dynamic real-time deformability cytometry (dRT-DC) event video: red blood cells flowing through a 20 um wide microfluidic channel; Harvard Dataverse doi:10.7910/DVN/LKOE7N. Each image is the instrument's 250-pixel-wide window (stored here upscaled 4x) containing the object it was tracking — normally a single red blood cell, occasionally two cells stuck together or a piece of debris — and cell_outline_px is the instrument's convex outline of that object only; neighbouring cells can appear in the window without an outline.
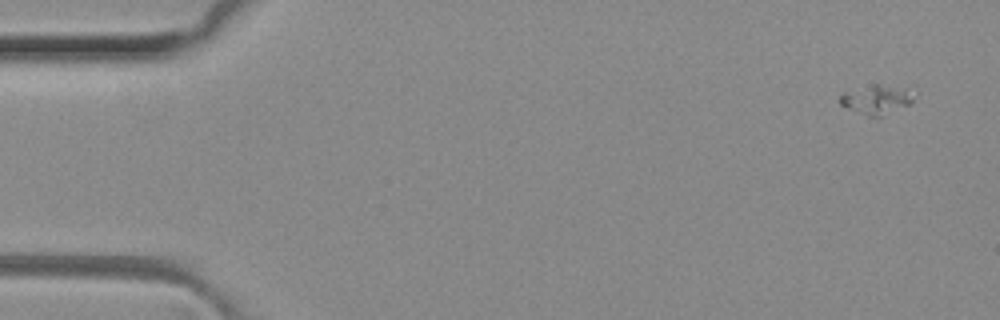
{"species": "common noctule bat (a hibernating species)", "species_latin": "Nyctalus noctula", "temperature_condition": "room temperature", "stored_images_in_passage": 2, "camera_frame_rate_fps": 3000, "um_per_image_px": 0.085, "animal": {"sex": "female", "body_mass_g": 29.2, "forearm_length_mm": 56.3}, "frame": {"image": 1, "passage_image": 2, "time_ms": 0.333, "image_size_px": [1000, 320], "cell_outline_px": [[912, 100], [908, 104], [880, 116], [868, 116], [840, 104], [840, 96], [844, 92], [876, 84], [904, 88]], "centroid_in_image_um": [74.42, 8.46], "position_along_channel_um": 10.6, "area_um2": 11.62}}